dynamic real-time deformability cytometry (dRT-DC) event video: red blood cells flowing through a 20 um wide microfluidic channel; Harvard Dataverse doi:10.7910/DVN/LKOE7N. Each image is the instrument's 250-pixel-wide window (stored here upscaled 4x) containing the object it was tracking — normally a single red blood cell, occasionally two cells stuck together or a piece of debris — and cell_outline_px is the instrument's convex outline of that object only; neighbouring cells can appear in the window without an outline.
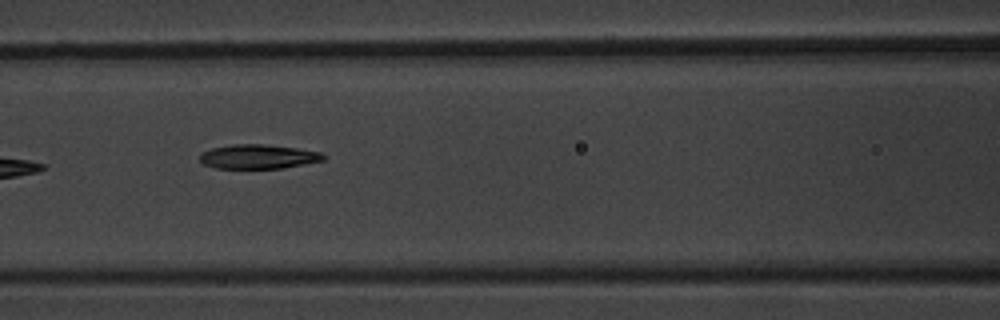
{"species": "common noctule bat (a hibernating species)", "species_latin": "Nyctalus noctula", "temperature_condition": "warm", "stored_images_in_passage": 8, "camera_frame_rate_fps": 3000, "um_per_image_px": 0.085, "animal": {"sex": "male", "body_mass_g": 20.1, "forearm_length_mm": 53.5}, "frame": {"image": 1, "passage_image": 8, "time_ms": 8.0, "image_size_px": [1000, 320], "cell_outline_px": [[324, 160], [284, 168], [216, 168], [204, 164], [200, 160], [200, 152], [212, 148], [232, 144], [264, 144], [296, 148], [320, 152], [324, 156]], "centroid_in_image_um": [21.92, 13.31], "position_along_channel_um": 144.7, "area_um2": 17.4}}